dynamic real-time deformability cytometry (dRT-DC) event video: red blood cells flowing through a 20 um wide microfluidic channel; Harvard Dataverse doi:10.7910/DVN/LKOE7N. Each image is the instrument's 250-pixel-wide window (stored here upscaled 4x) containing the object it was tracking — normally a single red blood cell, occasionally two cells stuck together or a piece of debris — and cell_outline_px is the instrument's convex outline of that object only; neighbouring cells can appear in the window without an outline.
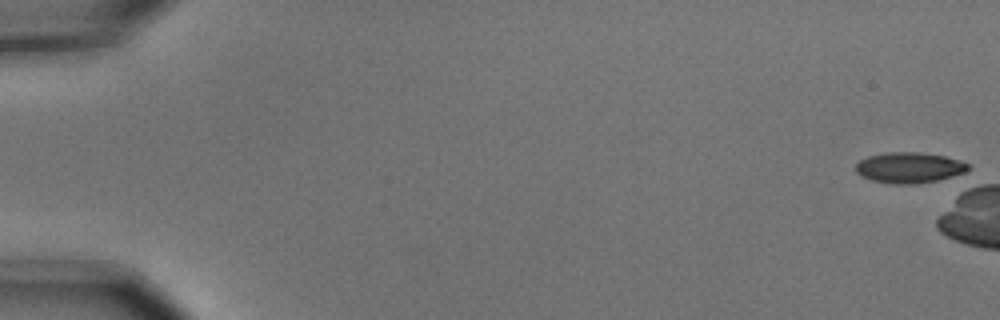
{"species": "common noctule bat (a hibernating species)", "species_latin": "Nyctalus noctula", "temperature_condition": "cold", "stored_images_in_passage": 8, "camera_frame_rate_fps": 3000, "um_per_image_px": 0.085, "animal": {"sex": "male", "body_mass_g": 15.6}, "frame": {"image": 1, "passage_image": 1, "time_ms": 0.0, "image_size_px": [1000, 320], "cell_outline_px": [[972, 168], [964, 176], [916, 184], [892, 184], [872, 180], [860, 176], [856, 172], [856, 164], [860, 160], [868, 156], [888, 152], [920, 152], [944, 156], [960, 160], [972, 164]], "centroid_in_image_um": [77.41, 14.26], "position_along_channel_um": 7.6, "area_um2": 20.81}}
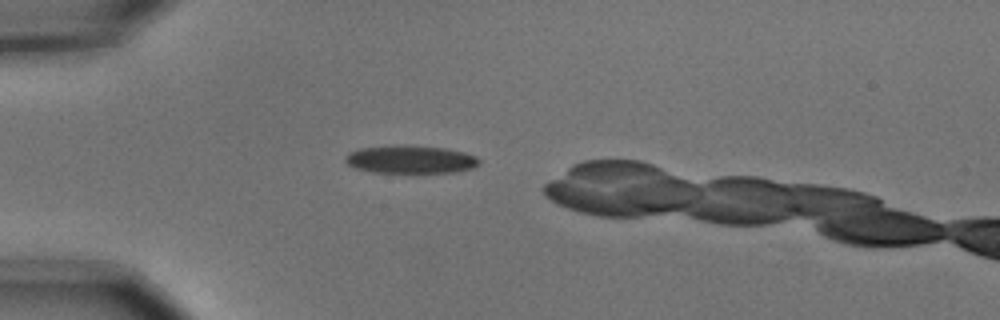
{"frame": {"image": 2, "passage_image": 5, "time_ms": 1.333, "image_size_px": [1000, 320], "cell_outline_px": [[480, 164], [472, 168], [456, 172], [372, 172], [356, 168], [348, 164], [344, 160], [344, 156], [348, 152], [360, 148], [404, 144], [408, 144], [444, 148], [464, 152], [476, 156], [480, 160]], "centroid_in_image_um": [34.88, 13.53], "position_along_channel_um": 50.1, "area_um2": 21.96}}